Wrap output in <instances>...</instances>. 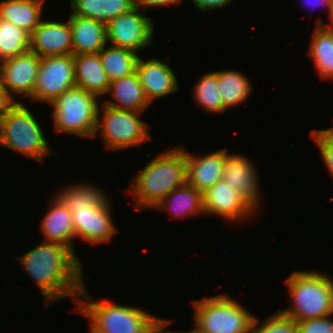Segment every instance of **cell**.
Instances as JSON below:
<instances>
[{"label": "cell", "instance_id": "1", "mask_svg": "<svg viewBox=\"0 0 333 333\" xmlns=\"http://www.w3.org/2000/svg\"><path fill=\"white\" fill-rule=\"evenodd\" d=\"M74 253L63 244L43 241L41 245L17 257L41 289L45 296L44 303L79 296L84 287L82 265Z\"/></svg>", "mask_w": 333, "mask_h": 333}, {"label": "cell", "instance_id": "2", "mask_svg": "<svg viewBox=\"0 0 333 333\" xmlns=\"http://www.w3.org/2000/svg\"><path fill=\"white\" fill-rule=\"evenodd\" d=\"M56 197L72 214L75 238L91 244L106 243L117 232L110 218V202L99 189L77 184L59 191Z\"/></svg>", "mask_w": 333, "mask_h": 333}, {"label": "cell", "instance_id": "3", "mask_svg": "<svg viewBox=\"0 0 333 333\" xmlns=\"http://www.w3.org/2000/svg\"><path fill=\"white\" fill-rule=\"evenodd\" d=\"M135 176L129 192L137 199V209L155 207L175 188L186 184L185 149L180 146L157 155Z\"/></svg>", "mask_w": 333, "mask_h": 333}, {"label": "cell", "instance_id": "4", "mask_svg": "<svg viewBox=\"0 0 333 333\" xmlns=\"http://www.w3.org/2000/svg\"><path fill=\"white\" fill-rule=\"evenodd\" d=\"M80 297L83 301L76 302V308L90 318V333H154L166 321L139 308L117 305L107 300L95 302L87 294L85 286Z\"/></svg>", "mask_w": 333, "mask_h": 333}, {"label": "cell", "instance_id": "5", "mask_svg": "<svg viewBox=\"0 0 333 333\" xmlns=\"http://www.w3.org/2000/svg\"><path fill=\"white\" fill-rule=\"evenodd\" d=\"M294 302L280 312L295 321L333 314V280L317 271H294L285 281Z\"/></svg>", "mask_w": 333, "mask_h": 333}, {"label": "cell", "instance_id": "6", "mask_svg": "<svg viewBox=\"0 0 333 333\" xmlns=\"http://www.w3.org/2000/svg\"><path fill=\"white\" fill-rule=\"evenodd\" d=\"M34 115L17 102L0 118V145L43 162L51 150Z\"/></svg>", "mask_w": 333, "mask_h": 333}, {"label": "cell", "instance_id": "7", "mask_svg": "<svg viewBox=\"0 0 333 333\" xmlns=\"http://www.w3.org/2000/svg\"><path fill=\"white\" fill-rule=\"evenodd\" d=\"M97 97L75 86L55 98L50 103L55 131L93 138L100 109Z\"/></svg>", "mask_w": 333, "mask_h": 333}, {"label": "cell", "instance_id": "8", "mask_svg": "<svg viewBox=\"0 0 333 333\" xmlns=\"http://www.w3.org/2000/svg\"><path fill=\"white\" fill-rule=\"evenodd\" d=\"M226 294L199 301L195 307V333H250L254 316Z\"/></svg>", "mask_w": 333, "mask_h": 333}, {"label": "cell", "instance_id": "9", "mask_svg": "<svg viewBox=\"0 0 333 333\" xmlns=\"http://www.w3.org/2000/svg\"><path fill=\"white\" fill-rule=\"evenodd\" d=\"M102 109L101 117L100 111L98 112L94 137L101 131L100 136L106 144L104 147L111 150L139 147L145 140H150L148 125L139 118L141 113L116 109L105 104Z\"/></svg>", "mask_w": 333, "mask_h": 333}, {"label": "cell", "instance_id": "10", "mask_svg": "<svg viewBox=\"0 0 333 333\" xmlns=\"http://www.w3.org/2000/svg\"><path fill=\"white\" fill-rule=\"evenodd\" d=\"M74 55H55L41 58L37 80L31 96L51 103L64 91L75 87Z\"/></svg>", "mask_w": 333, "mask_h": 333}, {"label": "cell", "instance_id": "11", "mask_svg": "<svg viewBox=\"0 0 333 333\" xmlns=\"http://www.w3.org/2000/svg\"><path fill=\"white\" fill-rule=\"evenodd\" d=\"M142 10V11H141ZM140 7L119 15L106 25L107 41L112 46L130 49L136 53L152 43L154 23Z\"/></svg>", "mask_w": 333, "mask_h": 333}, {"label": "cell", "instance_id": "12", "mask_svg": "<svg viewBox=\"0 0 333 333\" xmlns=\"http://www.w3.org/2000/svg\"><path fill=\"white\" fill-rule=\"evenodd\" d=\"M1 63L0 81L9 94L11 95L12 92L31 97L37 80L41 57L29 50Z\"/></svg>", "mask_w": 333, "mask_h": 333}, {"label": "cell", "instance_id": "13", "mask_svg": "<svg viewBox=\"0 0 333 333\" xmlns=\"http://www.w3.org/2000/svg\"><path fill=\"white\" fill-rule=\"evenodd\" d=\"M205 214H215L230 220L252 217L257 211L245 198L224 180L203 192Z\"/></svg>", "mask_w": 333, "mask_h": 333}, {"label": "cell", "instance_id": "14", "mask_svg": "<svg viewBox=\"0 0 333 333\" xmlns=\"http://www.w3.org/2000/svg\"><path fill=\"white\" fill-rule=\"evenodd\" d=\"M30 51L38 56L73 54L71 26L57 21H41L30 34Z\"/></svg>", "mask_w": 333, "mask_h": 333}, {"label": "cell", "instance_id": "15", "mask_svg": "<svg viewBox=\"0 0 333 333\" xmlns=\"http://www.w3.org/2000/svg\"><path fill=\"white\" fill-rule=\"evenodd\" d=\"M141 86L148 101L171 94L178 90L177 78L165 62L156 58L147 61L139 57L136 65Z\"/></svg>", "mask_w": 333, "mask_h": 333}, {"label": "cell", "instance_id": "16", "mask_svg": "<svg viewBox=\"0 0 333 333\" xmlns=\"http://www.w3.org/2000/svg\"><path fill=\"white\" fill-rule=\"evenodd\" d=\"M187 159L186 183L204 192L223 178L227 148L206 156L196 157L185 151Z\"/></svg>", "mask_w": 333, "mask_h": 333}, {"label": "cell", "instance_id": "17", "mask_svg": "<svg viewBox=\"0 0 333 333\" xmlns=\"http://www.w3.org/2000/svg\"><path fill=\"white\" fill-rule=\"evenodd\" d=\"M235 188L256 210L259 202V186L256 169L249 159L242 155L227 154L223 178Z\"/></svg>", "mask_w": 333, "mask_h": 333}, {"label": "cell", "instance_id": "18", "mask_svg": "<svg viewBox=\"0 0 333 333\" xmlns=\"http://www.w3.org/2000/svg\"><path fill=\"white\" fill-rule=\"evenodd\" d=\"M73 55L99 53L107 41L106 25L70 13Z\"/></svg>", "mask_w": 333, "mask_h": 333}, {"label": "cell", "instance_id": "19", "mask_svg": "<svg viewBox=\"0 0 333 333\" xmlns=\"http://www.w3.org/2000/svg\"><path fill=\"white\" fill-rule=\"evenodd\" d=\"M75 84L96 96L108 93L109 80L98 53L74 55Z\"/></svg>", "mask_w": 333, "mask_h": 333}, {"label": "cell", "instance_id": "20", "mask_svg": "<svg viewBox=\"0 0 333 333\" xmlns=\"http://www.w3.org/2000/svg\"><path fill=\"white\" fill-rule=\"evenodd\" d=\"M53 201L41 225V231L46 238L44 242L60 243L74 252L72 240L75 237V229L72 214L57 197Z\"/></svg>", "mask_w": 333, "mask_h": 333}, {"label": "cell", "instance_id": "21", "mask_svg": "<svg viewBox=\"0 0 333 333\" xmlns=\"http://www.w3.org/2000/svg\"><path fill=\"white\" fill-rule=\"evenodd\" d=\"M110 91L116 102L107 100L104 104L116 109L142 113L150 104L136 72L110 82Z\"/></svg>", "mask_w": 333, "mask_h": 333}, {"label": "cell", "instance_id": "22", "mask_svg": "<svg viewBox=\"0 0 333 333\" xmlns=\"http://www.w3.org/2000/svg\"><path fill=\"white\" fill-rule=\"evenodd\" d=\"M71 14L90 18L107 25L121 14L136 7L135 0H71Z\"/></svg>", "mask_w": 333, "mask_h": 333}, {"label": "cell", "instance_id": "23", "mask_svg": "<svg viewBox=\"0 0 333 333\" xmlns=\"http://www.w3.org/2000/svg\"><path fill=\"white\" fill-rule=\"evenodd\" d=\"M44 0H5L0 2V19L31 34L42 21Z\"/></svg>", "mask_w": 333, "mask_h": 333}, {"label": "cell", "instance_id": "24", "mask_svg": "<svg viewBox=\"0 0 333 333\" xmlns=\"http://www.w3.org/2000/svg\"><path fill=\"white\" fill-rule=\"evenodd\" d=\"M169 200V201H167ZM168 203V204H167ZM168 206V207H167ZM156 210H164L165 208L173 211L174 216L182 217L186 215H197L204 212L203 192L196 190L189 184H184L171 191L158 204L153 207Z\"/></svg>", "mask_w": 333, "mask_h": 333}, {"label": "cell", "instance_id": "25", "mask_svg": "<svg viewBox=\"0 0 333 333\" xmlns=\"http://www.w3.org/2000/svg\"><path fill=\"white\" fill-rule=\"evenodd\" d=\"M98 54L109 82L136 72L139 57L136 52L130 49L116 46H111L108 49L104 47Z\"/></svg>", "mask_w": 333, "mask_h": 333}, {"label": "cell", "instance_id": "26", "mask_svg": "<svg viewBox=\"0 0 333 333\" xmlns=\"http://www.w3.org/2000/svg\"><path fill=\"white\" fill-rule=\"evenodd\" d=\"M218 93L223 102V113L228 107L244 102L252 91L248 78L237 71H217Z\"/></svg>", "mask_w": 333, "mask_h": 333}, {"label": "cell", "instance_id": "27", "mask_svg": "<svg viewBox=\"0 0 333 333\" xmlns=\"http://www.w3.org/2000/svg\"><path fill=\"white\" fill-rule=\"evenodd\" d=\"M313 33L308 54L313 58L321 80L333 79V31L316 25Z\"/></svg>", "mask_w": 333, "mask_h": 333}, {"label": "cell", "instance_id": "28", "mask_svg": "<svg viewBox=\"0 0 333 333\" xmlns=\"http://www.w3.org/2000/svg\"><path fill=\"white\" fill-rule=\"evenodd\" d=\"M30 50V34L11 22L0 19V61Z\"/></svg>", "mask_w": 333, "mask_h": 333}, {"label": "cell", "instance_id": "29", "mask_svg": "<svg viewBox=\"0 0 333 333\" xmlns=\"http://www.w3.org/2000/svg\"><path fill=\"white\" fill-rule=\"evenodd\" d=\"M196 84L194 86L196 102L209 112L223 113V102L221 94L218 93L216 72L203 75Z\"/></svg>", "mask_w": 333, "mask_h": 333}, {"label": "cell", "instance_id": "30", "mask_svg": "<svg viewBox=\"0 0 333 333\" xmlns=\"http://www.w3.org/2000/svg\"><path fill=\"white\" fill-rule=\"evenodd\" d=\"M258 322V319L254 317L250 333H298L296 321L282 314L280 311L266 318V320L256 328Z\"/></svg>", "mask_w": 333, "mask_h": 333}, {"label": "cell", "instance_id": "31", "mask_svg": "<svg viewBox=\"0 0 333 333\" xmlns=\"http://www.w3.org/2000/svg\"><path fill=\"white\" fill-rule=\"evenodd\" d=\"M311 136L319 147V152L329 173L333 176V127L326 130L313 129Z\"/></svg>", "mask_w": 333, "mask_h": 333}, {"label": "cell", "instance_id": "32", "mask_svg": "<svg viewBox=\"0 0 333 333\" xmlns=\"http://www.w3.org/2000/svg\"><path fill=\"white\" fill-rule=\"evenodd\" d=\"M330 315L296 321L298 333H333Z\"/></svg>", "mask_w": 333, "mask_h": 333}, {"label": "cell", "instance_id": "33", "mask_svg": "<svg viewBox=\"0 0 333 333\" xmlns=\"http://www.w3.org/2000/svg\"><path fill=\"white\" fill-rule=\"evenodd\" d=\"M17 102L21 101H15L14 96L9 94L0 81V118H2Z\"/></svg>", "mask_w": 333, "mask_h": 333}, {"label": "cell", "instance_id": "34", "mask_svg": "<svg viewBox=\"0 0 333 333\" xmlns=\"http://www.w3.org/2000/svg\"><path fill=\"white\" fill-rule=\"evenodd\" d=\"M197 8L200 11L205 12L206 10L221 8L228 3H231L232 0H192Z\"/></svg>", "mask_w": 333, "mask_h": 333}, {"label": "cell", "instance_id": "35", "mask_svg": "<svg viewBox=\"0 0 333 333\" xmlns=\"http://www.w3.org/2000/svg\"><path fill=\"white\" fill-rule=\"evenodd\" d=\"M182 0H135L136 6L140 7L142 5V9L145 11L146 7H158V6H167L169 4H178Z\"/></svg>", "mask_w": 333, "mask_h": 333}, {"label": "cell", "instance_id": "36", "mask_svg": "<svg viewBox=\"0 0 333 333\" xmlns=\"http://www.w3.org/2000/svg\"><path fill=\"white\" fill-rule=\"evenodd\" d=\"M329 17H330V21L333 25V0L330 6V10H329ZM317 25H322L324 28L332 30L333 31V26L332 25H325L321 19L318 20V24Z\"/></svg>", "mask_w": 333, "mask_h": 333}, {"label": "cell", "instance_id": "37", "mask_svg": "<svg viewBox=\"0 0 333 333\" xmlns=\"http://www.w3.org/2000/svg\"><path fill=\"white\" fill-rule=\"evenodd\" d=\"M316 2H311V3H313L314 4V6H317L318 4H324V6L326 5V6H328V10H330V6H331V3H332V0H315ZM308 5L310 4V1L308 0V3H307ZM317 4V5H316ZM310 6H312V4H310ZM318 7V6H317Z\"/></svg>", "mask_w": 333, "mask_h": 333}, {"label": "cell", "instance_id": "38", "mask_svg": "<svg viewBox=\"0 0 333 333\" xmlns=\"http://www.w3.org/2000/svg\"><path fill=\"white\" fill-rule=\"evenodd\" d=\"M171 323L170 320H166L154 333H162V331L164 330V328L169 324ZM164 333V332H163ZM166 333H173V332H166ZM175 333V332H174Z\"/></svg>", "mask_w": 333, "mask_h": 333}, {"label": "cell", "instance_id": "39", "mask_svg": "<svg viewBox=\"0 0 333 333\" xmlns=\"http://www.w3.org/2000/svg\"><path fill=\"white\" fill-rule=\"evenodd\" d=\"M183 333H195L193 330L191 331H186V332H183Z\"/></svg>", "mask_w": 333, "mask_h": 333}]
</instances>
